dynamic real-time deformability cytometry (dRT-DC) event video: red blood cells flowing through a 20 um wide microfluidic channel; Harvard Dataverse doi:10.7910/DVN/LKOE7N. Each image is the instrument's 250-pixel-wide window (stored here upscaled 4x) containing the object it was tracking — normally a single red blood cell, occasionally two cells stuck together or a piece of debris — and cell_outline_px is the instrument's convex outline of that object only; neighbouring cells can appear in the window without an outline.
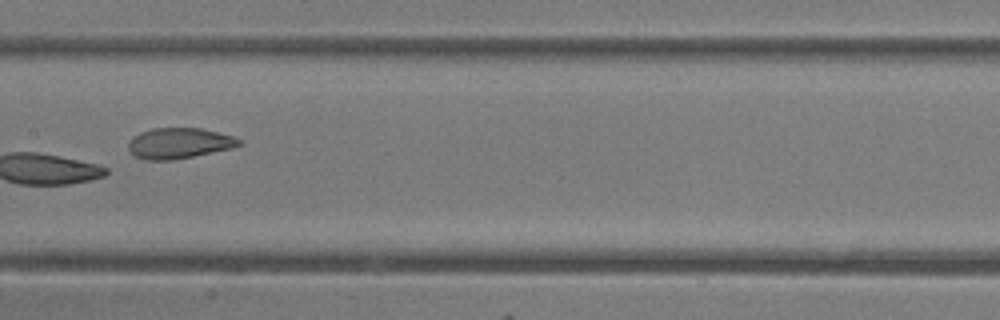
{"species": "common noctule bat (a hibernating species)", "species_latin": "Nyctalus noctula", "temperature_condition": "room temperature", "stored_images_in_passage": 7, "camera_frame_rate_fps": 3000, "um_per_image_px": 0.085, "animal": {"sex": "female"}, "frame": {"image": 1, "passage_image": 7, "time_ms": 7.333, "image_size_px": [1000, 320], "cell_outline_px": [[240, 144], [232, 148], [172, 160], [144, 160], [136, 156], [128, 148], [128, 144], [140, 132], [152, 128], [200, 128], [232, 136], [240, 140]], "centroid_in_image_um": [15.21, 12.17], "position_along_channel_um": 192.2, "area_um2": 19.36}}